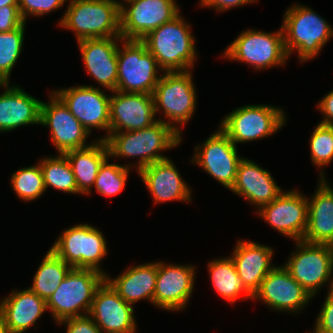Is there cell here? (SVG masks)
<instances>
[{"mask_svg":"<svg viewBox=\"0 0 333 333\" xmlns=\"http://www.w3.org/2000/svg\"><path fill=\"white\" fill-rule=\"evenodd\" d=\"M183 136L171 126L157 120L141 130L110 133L105 139L110 158H137L136 170L167 159L162 151L176 148ZM161 153V154H160Z\"/></svg>","mask_w":333,"mask_h":333,"instance_id":"6da1fadb","label":"cell"},{"mask_svg":"<svg viewBox=\"0 0 333 333\" xmlns=\"http://www.w3.org/2000/svg\"><path fill=\"white\" fill-rule=\"evenodd\" d=\"M189 24L179 13L141 40L163 72H183L193 69L197 50L196 40L191 34Z\"/></svg>","mask_w":333,"mask_h":333,"instance_id":"7a4b0ae2","label":"cell"},{"mask_svg":"<svg viewBox=\"0 0 333 333\" xmlns=\"http://www.w3.org/2000/svg\"><path fill=\"white\" fill-rule=\"evenodd\" d=\"M281 29L288 57L295 50L300 63L318 56L333 36V27L324 17L297 3L286 9Z\"/></svg>","mask_w":333,"mask_h":333,"instance_id":"3957f363","label":"cell"},{"mask_svg":"<svg viewBox=\"0 0 333 333\" xmlns=\"http://www.w3.org/2000/svg\"><path fill=\"white\" fill-rule=\"evenodd\" d=\"M61 18L60 28L73 31L77 41L121 38L120 6L114 0H70Z\"/></svg>","mask_w":333,"mask_h":333,"instance_id":"277c9868","label":"cell"},{"mask_svg":"<svg viewBox=\"0 0 333 333\" xmlns=\"http://www.w3.org/2000/svg\"><path fill=\"white\" fill-rule=\"evenodd\" d=\"M192 75V70L164 72L152 93L155 115L162 111L165 118L157 120L171 126L181 136L180 126L187 124L196 111L197 94Z\"/></svg>","mask_w":333,"mask_h":333,"instance_id":"5b68a950","label":"cell"},{"mask_svg":"<svg viewBox=\"0 0 333 333\" xmlns=\"http://www.w3.org/2000/svg\"><path fill=\"white\" fill-rule=\"evenodd\" d=\"M104 280L105 275L96 270L72 267L46 301L56 324L64 319L89 315L95 292Z\"/></svg>","mask_w":333,"mask_h":333,"instance_id":"8992f818","label":"cell"},{"mask_svg":"<svg viewBox=\"0 0 333 333\" xmlns=\"http://www.w3.org/2000/svg\"><path fill=\"white\" fill-rule=\"evenodd\" d=\"M286 124L283 108L267 104L238 107L226 114L219 129L237 146L277 133Z\"/></svg>","mask_w":333,"mask_h":333,"instance_id":"52a82bcc","label":"cell"},{"mask_svg":"<svg viewBox=\"0 0 333 333\" xmlns=\"http://www.w3.org/2000/svg\"><path fill=\"white\" fill-rule=\"evenodd\" d=\"M295 243L296 250L283 264L284 268L312 298L326 284L328 291L333 290V246L303 240Z\"/></svg>","mask_w":333,"mask_h":333,"instance_id":"ba28073f","label":"cell"},{"mask_svg":"<svg viewBox=\"0 0 333 333\" xmlns=\"http://www.w3.org/2000/svg\"><path fill=\"white\" fill-rule=\"evenodd\" d=\"M103 233L90 224H76L64 230L51 250L73 268L93 269L104 275L100 261L108 254Z\"/></svg>","mask_w":333,"mask_h":333,"instance_id":"9c48e42d","label":"cell"},{"mask_svg":"<svg viewBox=\"0 0 333 333\" xmlns=\"http://www.w3.org/2000/svg\"><path fill=\"white\" fill-rule=\"evenodd\" d=\"M118 46L117 91L131 93H153L162 70L155 57L141 40H122ZM161 71L160 75L158 73Z\"/></svg>","mask_w":333,"mask_h":333,"instance_id":"30bf717a","label":"cell"},{"mask_svg":"<svg viewBox=\"0 0 333 333\" xmlns=\"http://www.w3.org/2000/svg\"><path fill=\"white\" fill-rule=\"evenodd\" d=\"M222 56L231 61L249 64L259 71L283 66L289 58L281 27L276 32L244 30L225 49Z\"/></svg>","mask_w":333,"mask_h":333,"instance_id":"8fae6325","label":"cell"},{"mask_svg":"<svg viewBox=\"0 0 333 333\" xmlns=\"http://www.w3.org/2000/svg\"><path fill=\"white\" fill-rule=\"evenodd\" d=\"M68 107L71 114L91 134L94 129L110 134V95L91 85L71 86L52 90Z\"/></svg>","mask_w":333,"mask_h":333,"instance_id":"7c38bea8","label":"cell"},{"mask_svg":"<svg viewBox=\"0 0 333 333\" xmlns=\"http://www.w3.org/2000/svg\"><path fill=\"white\" fill-rule=\"evenodd\" d=\"M120 6V32L124 40H142L180 12L176 0H130Z\"/></svg>","mask_w":333,"mask_h":333,"instance_id":"4fadbf2b","label":"cell"},{"mask_svg":"<svg viewBox=\"0 0 333 333\" xmlns=\"http://www.w3.org/2000/svg\"><path fill=\"white\" fill-rule=\"evenodd\" d=\"M205 142L195 146L193 164L201 167L222 186L231 189L236 180L240 160L237 146L219 129Z\"/></svg>","mask_w":333,"mask_h":333,"instance_id":"5bb4252c","label":"cell"},{"mask_svg":"<svg viewBox=\"0 0 333 333\" xmlns=\"http://www.w3.org/2000/svg\"><path fill=\"white\" fill-rule=\"evenodd\" d=\"M257 214L275 231L294 241L302 240L308 225V200L297 189L283 191Z\"/></svg>","mask_w":333,"mask_h":333,"instance_id":"9a60e30c","label":"cell"},{"mask_svg":"<svg viewBox=\"0 0 333 333\" xmlns=\"http://www.w3.org/2000/svg\"><path fill=\"white\" fill-rule=\"evenodd\" d=\"M49 100H42L40 125L49 128L52 144L58 153L65 154L91 145L92 142L86 144L91 134L53 91L49 93Z\"/></svg>","mask_w":333,"mask_h":333,"instance_id":"2e32d148","label":"cell"},{"mask_svg":"<svg viewBox=\"0 0 333 333\" xmlns=\"http://www.w3.org/2000/svg\"><path fill=\"white\" fill-rule=\"evenodd\" d=\"M312 297L289 274L284 266H275L263 279L259 289L254 293L252 300L263 302L274 311L302 312Z\"/></svg>","mask_w":333,"mask_h":333,"instance_id":"e0dca14e","label":"cell"},{"mask_svg":"<svg viewBox=\"0 0 333 333\" xmlns=\"http://www.w3.org/2000/svg\"><path fill=\"white\" fill-rule=\"evenodd\" d=\"M194 265L165 264L158 261L154 306L167 311H181L192 297L195 285Z\"/></svg>","mask_w":333,"mask_h":333,"instance_id":"ac0fdd59","label":"cell"},{"mask_svg":"<svg viewBox=\"0 0 333 333\" xmlns=\"http://www.w3.org/2000/svg\"><path fill=\"white\" fill-rule=\"evenodd\" d=\"M134 311L104 280L95 292L89 316L103 333H136Z\"/></svg>","mask_w":333,"mask_h":333,"instance_id":"d6986e66","label":"cell"},{"mask_svg":"<svg viewBox=\"0 0 333 333\" xmlns=\"http://www.w3.org/2000/svg\"><path fill=\"white\" fill-rule=\"evenodd\" d=\"M110 93V133L141 130L157 121L151 94Z\"/></svg>","mask_w":333,"mask_h":333,"instance_id":"ffe728a7","label":"cell"},{"mask_svg":"<svg viewBox=\"0 0 333 333\" xmlns=\"http://www.w3.org/2000/svg\"><path fill=\"white\" fill-rule=\"evenodd\" d=\"M122 38H95L77 41L87 73L109 92L117 88L118 42Z\"/></svg>","mask_w":333,"mask_h":333,"instance_id":"44dd1931","label":"cell"},{"mask_svg":"<svg viewBox=\"0 0 333 333\" xmlns=\"http://www.w3.org/2000/svg\"><path fill=\"white\" fill-rule=\"evenodd\" d=\"M167 158L141 169L138 174L151 193L153 202H191L192 189L181 177L174 161Z\"/></svg>","mask_w":333,"mask_h":333,"instance_id":"7402d4cb","label":"cell"},{"mask_svg":"<svg viewBox=\"0 0 333 333\" xmlns=\"http://www.w3.org/2000/svg\"><path fill=\"white\" fill-rule=\"evenodd\" d=\"M230 191L258 209L283 192L268 170L244 157L239 162L236 180Z\"/></svg>","mask_w":333,"mask_h":333,"instance_id":"603a6c76","label":"cell"},{"mask_svg":"<svg viewBox=\"0 0 333 333\" xmlns=\"http://www.w3.org/2000/svg\"><path fill=\"white\" fill-rule=\"evenodd\" d=\"M271 246L255 241L238 240L230 255L244 287L252 294L259 289L266 275L275 267Z\"/></svg>","mask_w":333,"mask_h":333,"instance_id":"cb8c5ba5","label":"cell"},{"mask_svg":"<svg viewBox=\"0 0 333 333\" xmlns=\"http://www.w3.org/2000/svg\"><path fill=\"white\" fill-rule=\"evenodd\" d=\"M0 133L14 131L21 126L40 125L42 101L26 93L20 86L0 84Z\"/></svg>","mask_w":333,"mask_h":333,"instance_id":"d4e9b609","label":"cell"},{"mask_svg":"<svg viewBox=\"0 0 333 333\" xmlns=\"http://www.w3.org/2000/svg\"><path fill=\"white\" fill-rule=\"evenodd\" d=\"M308 225L303 241L333 246V188L319 178L313 197L308 198Z\"/></svg>","mask_w":333,"mask_h":333,"instance_id":"484cf974","label":"cell"},{"mask_svg":"<svg viewBox=\"0 0 333 333\" xmlns=\"http://www.w3.org/2000/svg\"><path fill=\"white\" fill-rule=\"evenodd\" d=\"M47 311L46 301L31 289H13L0 301V314L10 333H25Z\"/></svg>","mask_w":333,"mask_h":333,"instance_id":"4316f807","label":"cell"},{"mask_svg":"<svg viewBox=\"0 0 333 333\" xmlns=\"http://www.w3.org/2000/svg\"><path fill=\"white\" fill-rule=\"evenodd\" d=\"M157 273L158 262L143 263L126 268L114 278L106 274L105 280L127 303L134 305L140 300L148 299L154 305Z\"/></svg>","mask_w":333,"mask_h":333,"instance_id":"83f0119b","label":"cell"},{"mask_svg":"<svg viewBox=\"0 0 333 333\" xmlns=\"http://www.w3.org/2000/svg\"><path fill=\"white\" fill-rule=\"evenodd\" d=\"M94 141L87 147L64 154L74 173L77 188L83 195L91 194L100 166L109 158L106 141L103 139Z\"/></svg>","mask_w":333,"mask_h":333,"instance_id":"f1b7e54d","label":"cell"},{"mask_svg":"<svg viewBox=\"0 0 333 333\" xmlns=\"http://www.w3.org/2000/svg\"><path fill=\"white\" fill-rule=\"evenodd\" d=\"M208 272L213 288L229 304L234 305L241 294L242 299L252 300L253 295L244 287L230 256L210 260Z\"/></svg>","mask_w":333,"mask_h":333,"instance_id":"f546056e","label":"cell"},{"mask_svg":"<svg viewBox=\"0 0 333 333\" xmlns=\"http://www.w3.org/2000/svg\"><path fill=\"white\" fill-rule=\"evenodd\" d=\"M71 268L69 264H66L49 249L34 275L32 286L28 288L47 301L59 287Z\"/></svg>","mask_w":333,"mask_h":333,"instance_id":"4dcf8cb0","label":"cell"},{"mask_svg":"<svg viewBox=\"0 0 333 333\" xmlns=\"http://www.w3.org/2000/svg\"><path fill=\"white\" fill-rule=\"evenodd\" d=\"M39 163L46 190L51 187L63 193L83 195L77 188L74 173L64 154L42 158Z\"/></svg>","mask_w":333,"mask_h":333,"instance_id":"1f68e13d","label":"cell"},{"mask_svg":"<svg viewBox=\"0 0 333 333\" xmlns=\"http://www.w3.org/2000/svg\"><path fill=\"white\" fill-rule=\"evenodd\" d=\"M11 176V187L24 202L36 200L46 192L40 163L17 169Z\"/></svg>","mask_w":333,"mask_h":333,"instance_id":"d6a6232c","label":"cell"},{"mask_svg":"<svg viewBox=\"0 0 333 333\" xmlns=\"http://www.w3.org/2000/svg\"><path fill=\"white\" fill-rule=\"evenodd\" d=\"M25 26L26 22L16 29L0 33V84L10 83V74L23 50Z\"/></svg>","mask_w":333,"mask_h":333,"instance_id":"836d02e7","label":"cell"},{"mask_svg":"<svg viewBox=\"0 0 333 333\" xmlns=\"http://www.w3.org/2000/svg\"><path fill=\"white\" fill-rule=\"evenodd\" d=\"M110 157L107 158L100 166L99 172L95 179L94 186L100 195L111 197L123 191L129 170L134 165H120L118 163H109Z\"/></svg>","mask_w":333,"mask_h":333,"instance_id":"e575fe53","label":"cell"},{"mask_svg":"<svg viewBox=\"0 0 333 333\" xmlns=\"http://www.w3.org/2000/svg\"><path fill=\"white\" fill-rule=\"evenodd\" d=\"M311 162L321 171L319 178H326L323 168L333 160V126L318 123L310 138Z\"/></svg>","mask_w":333,"mask_h":333,"instance_id":"d590c367","label":"cell"},{"mask_svg":"<svg viewBox=\"0 0 333 333\" xmlns=\"http://www.w3.org/2000/svg\"><path fill=\"white\" fill-rule=\"evenodd\" d=\"M67 0H18V9L24 22L29 16L41 17L64 7ZM29 15V16H28Z\"/></svg>","mask_w":333,"mask_h":333,"instance_id":"8d00e7d4","label":"cell"},{"mask_svg":"<svg viewBox=\"0 0 333 333\" xmlns=\"http://www.w3.org/2000/svg\"><path fill=\"white\" fill-rule=\"evenodd\" d=\"M333 333V290L327 291L325 301L318 313L313 332Z\"/></svg>","mask_w":333,"mask_h":333,"instance_id":"74e56055","label":"cell"},{"mask_svg":"<svg viewBox=\"0 0 333 333\" xmlns=\"http://www.w3.org/2000/svg\"><path fill=\"white\" fill-rule=\"evenodd\" d=\"M57 324H65L66 333H103L89 315L64 319Z\"/></svg>","mask_w":333,"mask_h":333,"instance_id":"f35d334b","label":"cell"},{"mask_svg":"<svg viewBox=\"0 0 333 333\" xmlns=\"http://www.w3.org/2000/svg\"><path fill=\"white\" fill-rule=\"evenodd\" d=\"M23 23L18 6H4L0 8V33L16 29Z\"/></svg>","mask_w":333,"mask_h":333,"instance_id":"ab89813d","label":"cell"},{"mask_svg":"<svg viewBox=\"0 0 333 333\" xmlns=\"http://www.w3.org/2000/svg\"><path fill=\"white\" fill-rule=\"evenodd\" d=\"M253 2H258V0H200V6L204 8L212 7L220 13L242 5L252 4Z\"/></svg>","mask_w":333,"mask_h":333,"instance_id":"60d3db41","label":"cell"},{"mask_svg":"<svg viewBox=\"0 0 333 333\" xmlns=\"http://www.w3.org/2000/svg\"><path fill=\"white\" fill-rule=\"evenodd\" d=\"M316 105L320 113L324 115L322 121L319 123L333 126V90L322 97Z\"/></svg>","mask_w":333,"mask_h":333,"instance_id":"b9f144b4","label":"cell"},{"mask_svg":"<svg viewBox=\"0 0 333 333\" xmlns=\"http://www.w3.org/2000/svg\"><path fill=\"white\" fill-rule=\"evenodd\" d=\"M0 333H10L9 328L7 327V324L5 322V319L0 314Z\"/></svg>","mask_w":333,"mask_h":333,"instance_id":"7bdbcfd3","label":"cell"},{"mask_svg":"<svg viewBox=\"0 0 333 333\" xmlns=\"http://www.w3.org/2000/svg\"><path fill=\"white\" fill-rule=\"evenodd\" d=\"M4 6H18V0H0V8Z\"/></svg>","mask_w":333,"mask_h":333,"instance_id":"ee69618b","label":"cell"},{"mask_svg":"<svg viewBox=\"0 0 333 333\" xmlns=\"http://www.w3.org/2000/svg\"><path fill=\"white\" fill-rule=\"evenodd\" d=\"M128 1H130V0H122V1H120V0H114V2L116 4H118L119 6L126 5L125 2H128Z\"/></svg>","mask_w":333,"mask_h":333,"instance_id":"f6af8a7d","label":"cell"}]
</instances>
